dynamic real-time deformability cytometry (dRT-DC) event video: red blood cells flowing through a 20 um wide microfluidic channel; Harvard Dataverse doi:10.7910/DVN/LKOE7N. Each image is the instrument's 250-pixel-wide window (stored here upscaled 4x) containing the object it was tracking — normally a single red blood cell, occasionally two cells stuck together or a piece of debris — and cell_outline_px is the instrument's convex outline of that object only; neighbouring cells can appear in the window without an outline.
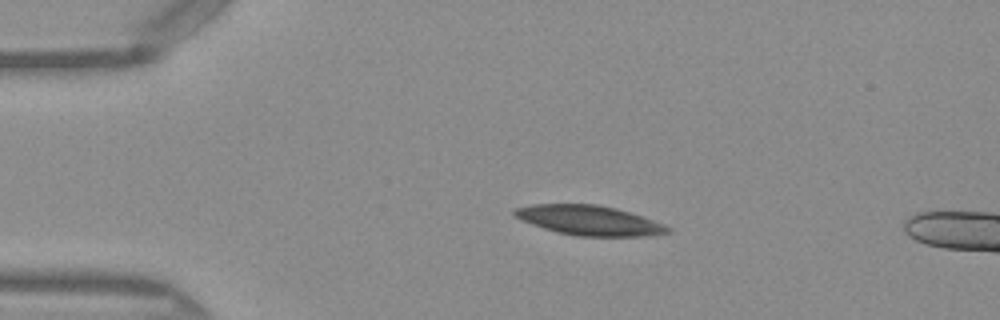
{"species": "Egyptian fruit bat (a non-hibernating species)", "species_latin": "Rousettus aegyptiacus", "temperature_condition": "warm", "stored_images_in_passage": 42, "camera_frame_rate_fps": 3000, "um_per_image_px": 0.085, "frame": {"image": 1, "passage_image": 1, "time_ms": 0.0, "image_size_px": [1000, 320], "cell_outline_px": [[672, 232], [648, 236], [576, 236], [544, 228], [524, 220], [516, 216], [512, 212], [516, 208], [532, 204], [596, 204], [616, 208], [644, 216], [664, 224], [672, 228]], "centroid_in_image_um": [50.17, 18.73], "position_along_channel_um": 34.8, "area_um2": 26.41}}
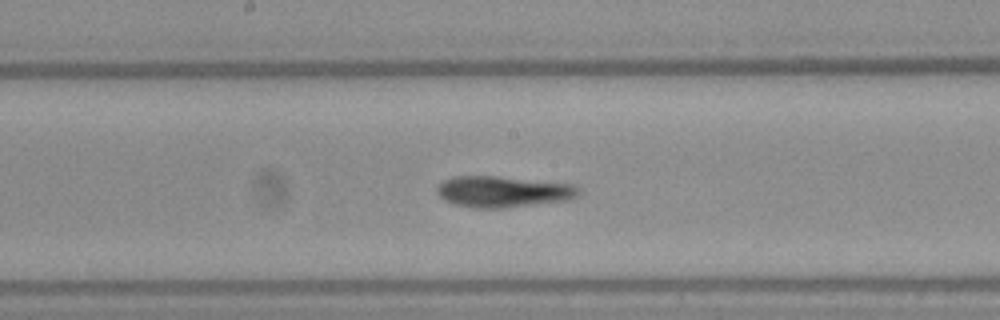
{"frame": {"image": 2, "passage_image": 17, "time_ms": 5.333, "image_size_px": [1000, 320], "cell_outline_px": [[584, 192], [580, 196], [572, 200], [500, 208], [476, 208], [456, 204], [444, 200], [436, 192], [436, 188], [444, 180], [452, 176], [496, 176], [576, 184]], "centroid_in_image_um": [42.85, 16.29], "position_along_channel_um": 205.3, "area_um2": 26.07}}
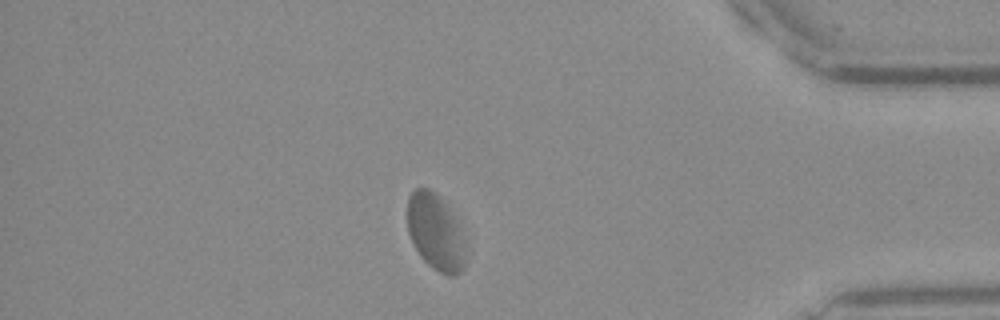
{"frame": {"image": 3, "passage_image": 34, "time_ms": 11.0, "image_size_px": [1000, 320], "cell_outline_px": [[464, 264], [460, 272], [456, 276], [448, 276], [440, 272], [428, 264], [420, 256], [408, 232], [408, 196], [416, 188], [428, 188], [440, 196], [456, 220], [464, 240]], "centroid_in_image_um": [37.01, 19.73], "position_along_channel_um": 398.2, "area_um2": 25.49}}